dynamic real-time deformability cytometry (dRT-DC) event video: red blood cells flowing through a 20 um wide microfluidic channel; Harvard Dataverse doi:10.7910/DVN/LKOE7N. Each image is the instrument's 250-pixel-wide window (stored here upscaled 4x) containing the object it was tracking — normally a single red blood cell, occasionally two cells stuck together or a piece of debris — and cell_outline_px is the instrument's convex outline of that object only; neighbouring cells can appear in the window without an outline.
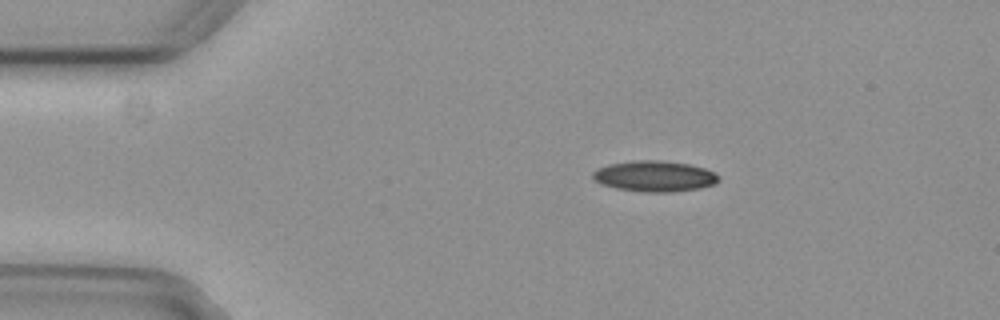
{"species": "common noctule bat (a hibernating species)", "species_latin": "Nyctalus noctula", "temperature_condition": "cold", "stored_images_in_passage": 4, "segment_of_instrument_passage": [1, 2], "camera_frame_rate_fps": 3000, "um_per_image_px": 0.085, "animal": {"sex": "female", "body_mass_g": 29.2, "forearm_length_mm": 56.3}, "frame": {"image": 1, "passage_image": 2, "time_ms": 0.333, "image_size_px": [1000, 320], "cell_outline_px": [[720, 180], [716, 184], [700, 188], [672, 192], [644, 192], [616, 188], [600, 184], [592, 176], [592, 172], [596, 168], [608, 164], [636, 160], [660, 160], [688, 164], [704, 168], [716, 172], [720, 176]], "centroid_in_image_um": [55.65, 14.98], "position_along_channel_um": 29.3, "area_um2": 22.83}}